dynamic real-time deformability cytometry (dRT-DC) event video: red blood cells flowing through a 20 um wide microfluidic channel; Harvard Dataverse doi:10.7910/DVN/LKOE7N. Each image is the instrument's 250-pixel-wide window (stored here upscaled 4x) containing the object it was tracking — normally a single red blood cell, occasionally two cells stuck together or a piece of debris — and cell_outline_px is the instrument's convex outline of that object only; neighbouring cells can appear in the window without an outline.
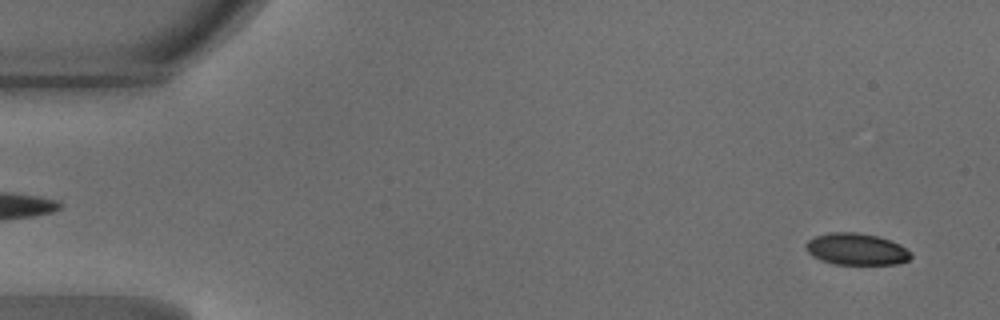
{"species": "common noctule bat (a hibernating species)", "species_latin": "Nyctalus noctula", "temperature_condition": "warm", "stored_images_in_passage": 47, "camera_frame_rate_fps": 3000, "um_per_image_px": 0.085, "animal": {"sex": "male", "body_mass_g": 18.8}, "frame": {"image": 1, "passage_image": 2, "time_ms": 0.333, "image_size_px": [1000, 320], "cell_outline_px": [[912, 256], [908, 260], [900, 264], [836, 264], [820, 260], [812, 256], [804, 248], [804, 244], [808, 240], [816, 236], [832, 232], [856, 232], [880, 236], [900, 244], [912, 252]], "centroid_in_image_um": [72.81, 21.17], "position_along_channel_um": 12.2, "area_um2": 19.65}}
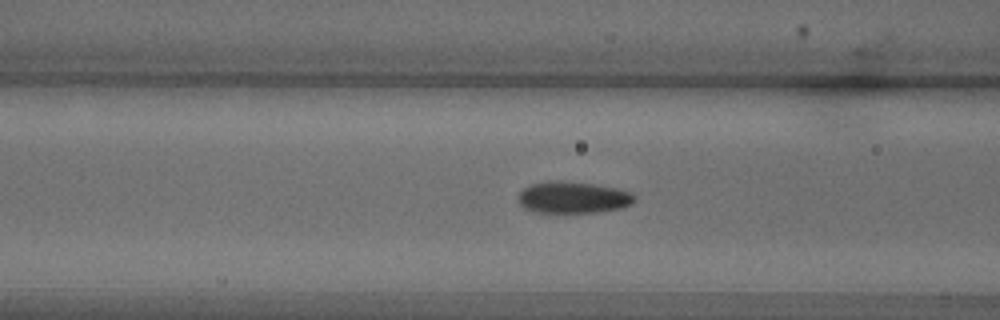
{"frame": {"image": 2, "passage_image": 18, "time_ms": 5.667, "image_size_px": [1000, 320], "cell_outline_px": [[636, 200], [632, 204], [620, 208], [600, 212], [536, 212], [524, 208], [516, 200], [520, 192], [528, 184], [548, 180], [560, 180], [592, 184], [616, 188], [632, 192], [636, 196]], "centroid_in_image_um": [48.69, 16.77], "position_along_channel_um": 117.9, "area_um2": 21.73}}
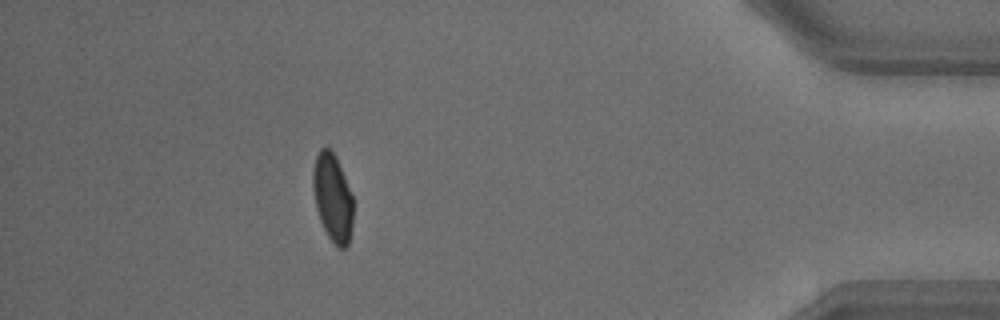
{"frame": {"image": 3, "passage_image": 42, "time_ms": 13.667, "image_size_px": [1000, 320], "cell_outline_px": [[352, 228], [348, 244], [344, 248], [336, 248], [328, 236], [320, 220], [316, 208], [312, 188], [312, 172], [316, 156], [320, 148], [328, 148], [336, 156], [352, 196]], "centroid_in_image_um": [28.25, 16.82], "position_along_channel_um": 406.9, "area_um2": 20.52}, "authors_computed_cell_mechanics": {"area_um2": 21.1548, "velocity_mm_per_s": 4.2215, "shape_relaxation_time_tau1_ms": 3.4352, "shape_relaxation_time_tau2_ms": 0.7909, "deformation_change_tau1": 0.1341, "deformation_change_tau2": 0.0573}}